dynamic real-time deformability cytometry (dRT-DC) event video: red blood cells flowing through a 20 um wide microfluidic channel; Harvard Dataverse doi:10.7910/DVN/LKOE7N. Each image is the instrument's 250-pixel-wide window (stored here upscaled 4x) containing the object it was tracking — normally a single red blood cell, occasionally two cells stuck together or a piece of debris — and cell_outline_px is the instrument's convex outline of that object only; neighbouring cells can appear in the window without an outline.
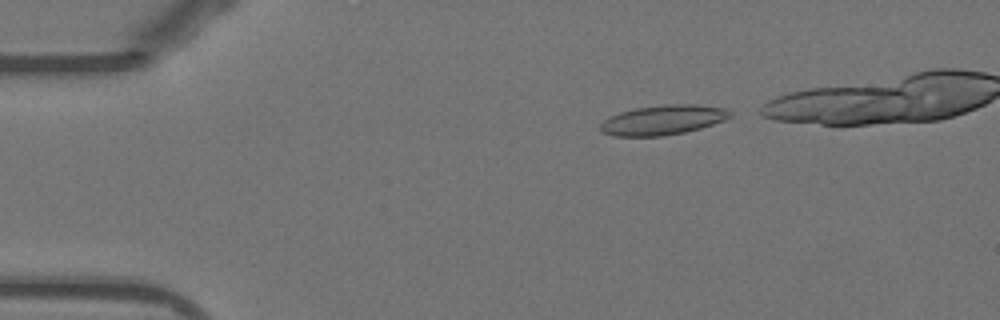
{"species": "Egyptian fruit bat (a non-hibernating species)", "species_latin": "Rousettus aegyptiacus", "temperature_condition": "warm", "stored_images_in_passage": 36, "camera_frame_rate_fps": 3000, "um_per_image_px": 0.085, "animal": {"sex": "female"}, "frame": {"image": 1, "passage_image": 2, "time_ms": 0.333, "image_size_px": [1000, 320], "cell_outline_px": [[732, 116], [724, 120], [700, 128], [684, 132], [664, 136], [616, 136], [600, 132], [600, 124], [608, 116], [620, 112], [636, 108], [664, 104], [696, 104], [724, 108], [732, 112]], "centroid_in_image_um": [56.33, 10.19], "position_along_channel_um": 28.7, "area_um2": 22.54}}
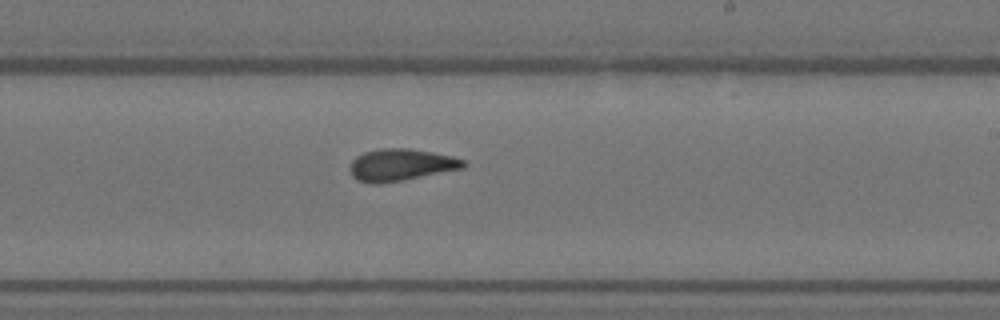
{"frame": {"image": 2, "passage_image": 24, "time_ms": 7.667, "image_size_px": [1000, 320], "cell_outline_px": [[468, 164], [464, 168], [380, 184], [372, 184], [356, 180], [352, 176], [348, 168], [352, 160], [356, 156], [364, 152], [380, 148], [408, 148], [432, 152], [452, 156], [464, 160]], "centroid_in_image_um": [34.04, 14.01], "position_along_channel_um": 255.0, "area_um2": 21.27}}
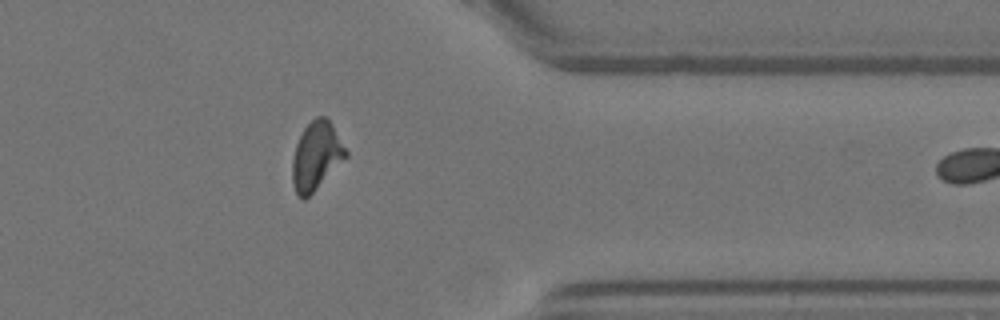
{"frame": {"image": 3, "passage_image": 35, "time_ms": 11.333, "image_size_px": [1000, 320], "cell_outline_px": [[348, 156], [304, 200], [296, 192], [292, 180], [292, 160], [296, 144], [304, 128], [316, 116], [324, 116], [332, 124], [348, 152]], "centroid_in_image_um": [26.88, 13.23], "position_along_channel_um": 384.5, "area_um2": 20.87}}